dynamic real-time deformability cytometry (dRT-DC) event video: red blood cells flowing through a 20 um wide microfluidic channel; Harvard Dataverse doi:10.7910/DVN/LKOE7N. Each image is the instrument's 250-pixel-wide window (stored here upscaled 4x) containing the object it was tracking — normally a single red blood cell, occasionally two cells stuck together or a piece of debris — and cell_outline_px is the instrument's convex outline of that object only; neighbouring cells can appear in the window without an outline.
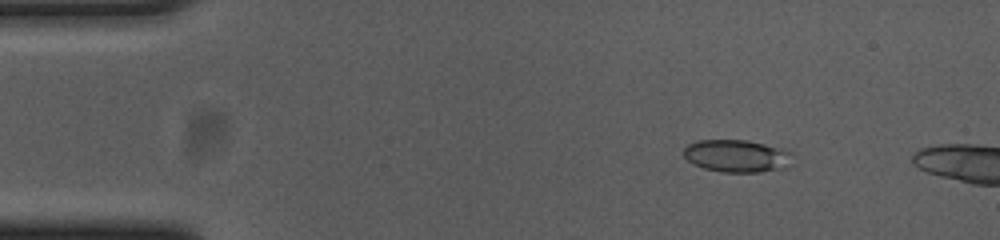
{"species": "common noctule bat (a hibernating species)", "species_latin": "Nyctalus noctula", "temperature_condition": "cold", "stored_images_in_passage": 12, "camera_frame_rate_fps": 3000, "um_per_image_px": 0.085, "animal": {"sex": "female", "body_mass_g": 23.0, "forearm_length_mm": 53.4}, "frame": {"image": 1, "passage_image": 7, "time_ms": 2.0, "image_size_px": [1000, 240], "cell_outline_px": [[792, 152], [788, 168], [760, 172], [724, 172], [704, 168], [688, 160], [684, 156], [684, 148], [688, 144], [696, 140], [748, 140], [780, 148]], "centroid_in_image_um": [62.64, 13.25], "position_along_channel_um": 22.4, "area_um2": 20.52}}